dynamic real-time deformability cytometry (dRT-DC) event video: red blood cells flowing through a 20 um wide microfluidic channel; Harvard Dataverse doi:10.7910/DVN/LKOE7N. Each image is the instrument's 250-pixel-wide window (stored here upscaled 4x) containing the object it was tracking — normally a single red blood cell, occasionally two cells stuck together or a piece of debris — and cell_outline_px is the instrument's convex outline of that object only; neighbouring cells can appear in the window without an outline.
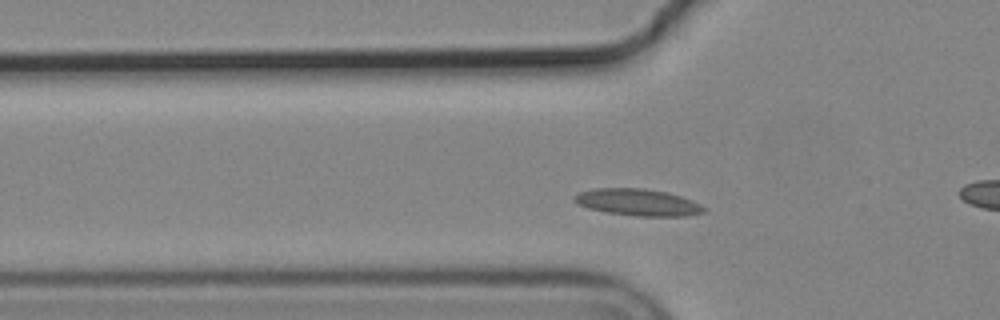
{"species": "common noctule bat (a hibernating species)", "species_latin": "Nyctalus noctula", "temperature_condition": "cold", "stored_images_in_passage": 39, "camera_frame_rate_fps": 3000, "um_per_image_px": 0.085, "animal": {"sex": "male", "body_mass_g": 19.2, "forearm_length_mm": 51.8}, "frame": {"image": 1, "passage_image": 9, "time_ms": 2.667, "image_size_px": [1000, 320], "cell_outline_px": [[708, 208], [704, 212], [688, 216], [636, 216], [604, 212], [588, 208], [576, 204], [572, 200], [572, 196], [580, 192], [592, 188], [644, 188], [668, 192], [692, 200]], "centroid_in_image_um": [54.19, 17.19], "position_along_channel_um": 71.6, "area_um2": 20.58}}
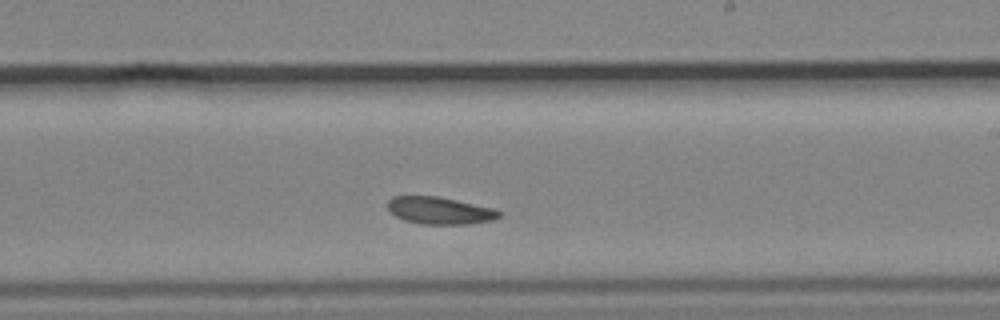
{"frame": {"image": 2, "passage_image": 24, "time_ms": 7.667, "image_size_px": [1000, 320], "cell_outline_px": [[500, 216], [492, 220], [468, 224], [424, 224], [404, 220], [396, 216], [388, 208], [388, 200], [392, 196], [436, 196], [456, 200], [492, 208], [500, 212]], "centroid_in_image_um": [37.35, 17.89], "position_along_channel_um": 251.7, "area_um2": 17.4}}
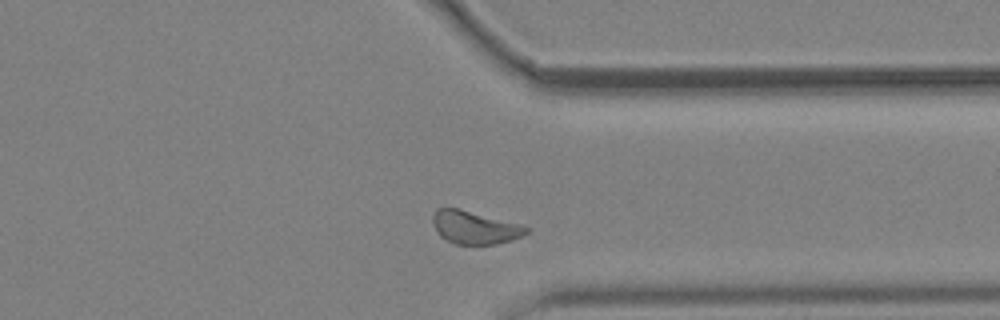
{"frame": {"image": 3, "passage_image": 34, "time_ms": 11.0, "image_size_px": [1000, 320], "cell_outline_px": [[532, 228], [528, 232], [512, 240], [496, 244], [456, 244], [440, 236], [432, 224], [432, 216], [436, 208], [460, 208], [520, 224]], "centroid_in_image_um": [40.34, 19.32], "position_along_channel_um": 371.1, "area_um2": 18.03}, "authors_computed_cell_mechanics": {"area_um2": 18.3226, "velocity_mm_per_s": 3.6016, "shape_relaxation_time_tau1_ms": 6.8537, "shape_relaxation_time_tau2_ms": 3.7777, "deformation_change_tau1": 0.0894, "deformation_change_tau2": 0.0759}}